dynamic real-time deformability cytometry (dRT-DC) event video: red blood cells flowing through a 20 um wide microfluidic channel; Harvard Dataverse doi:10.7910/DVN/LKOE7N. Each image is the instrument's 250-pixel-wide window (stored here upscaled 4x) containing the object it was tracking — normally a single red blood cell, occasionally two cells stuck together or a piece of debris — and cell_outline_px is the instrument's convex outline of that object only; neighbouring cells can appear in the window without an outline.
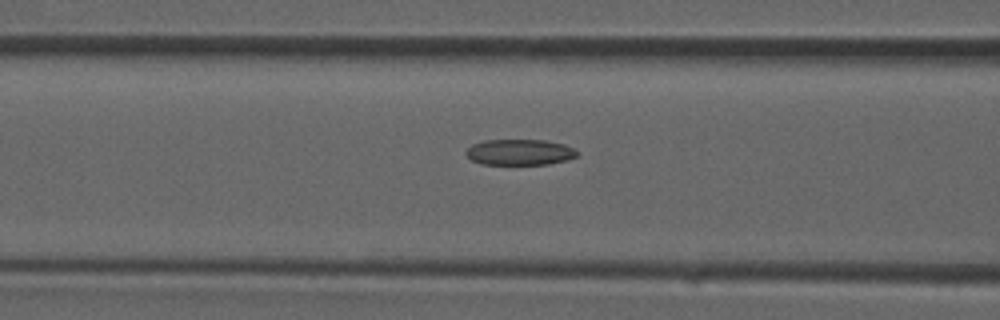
{"species": "common noctule bat (a hibernating species)", "species_latin": "Nyctalus noctula", "temperature_condition": "room temperature", "stored_images_in_passage": 36, "camera_frame_rate_fps": 3000, "um_per_image_px": 0.085, "animal": {"sex": "male", "forearm_length_mm": 52.5}, "frame": {"image": 1, "passage_image": 15, "time_ms": 4.667, "image_size_px": [1000, 320], "cell_outline_px": [[576, 156], [568, 160], [548, 164], [480, 164], [472, 160], [464, 152], [472, 144], [484, 140], [544, 140], [564, 144], [572, 148], [576, 152]], "centroid_in_image_um": [44.14, 12.93], "position_along_channel_um": 122.5, "area_um2": 16.65}}
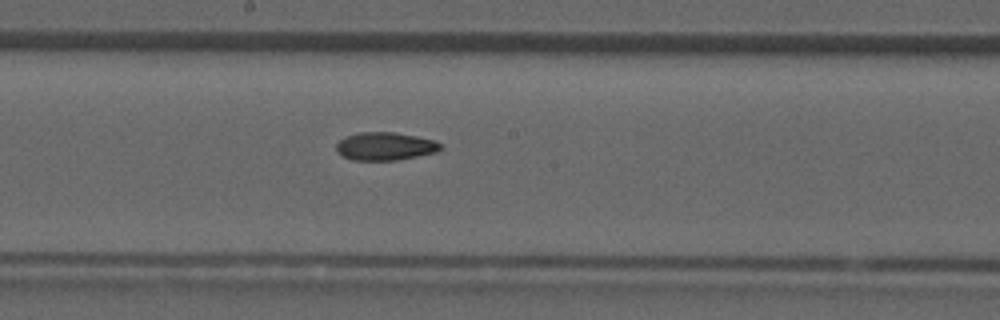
{"frame": {"image": 2, "passage_image": 20, "time_ms": 6.333, "image_size_px": [1000, 320], "cell_outline_px": [[440, 148], [436, 152], [396, 160], [352, 160], [336, 152], [336, 144], [340, 140], [348, 136], [360, 132], [396, 132], [436, 140], [440, 144]], "centroid_in_image_um": [32.72, 12.43], "position_along_channel_um": 215.5, "area_um2": 16.88}}
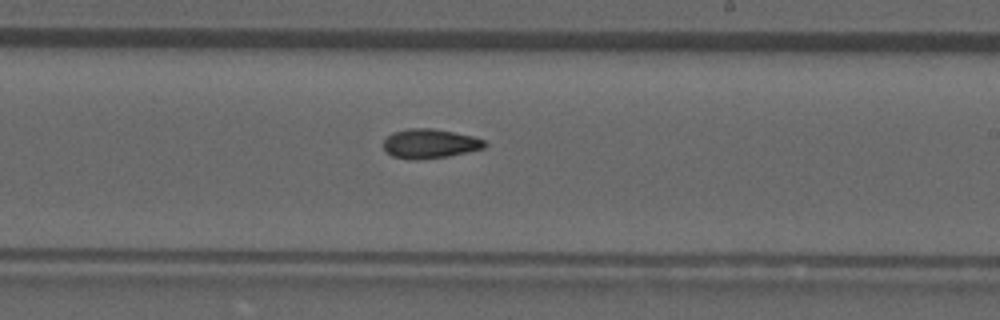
{"frame": {"image": 3, "passage_image": 22, "time_ms": 7.0, "image_size_px": [1000, 320], "cell_outline_px": [[488, 144], [484, 148], [448, 156], [416, 160], [412, 160], [392, 156], [384, 152], [384, 140], [392, 132], [408, 128], [432, 128], [472, 136], [484, 140]], "centroid_in_image_um": [36.5, 12.21], "position_along_channel_um": 252.5, "area_um2": 17.34}}